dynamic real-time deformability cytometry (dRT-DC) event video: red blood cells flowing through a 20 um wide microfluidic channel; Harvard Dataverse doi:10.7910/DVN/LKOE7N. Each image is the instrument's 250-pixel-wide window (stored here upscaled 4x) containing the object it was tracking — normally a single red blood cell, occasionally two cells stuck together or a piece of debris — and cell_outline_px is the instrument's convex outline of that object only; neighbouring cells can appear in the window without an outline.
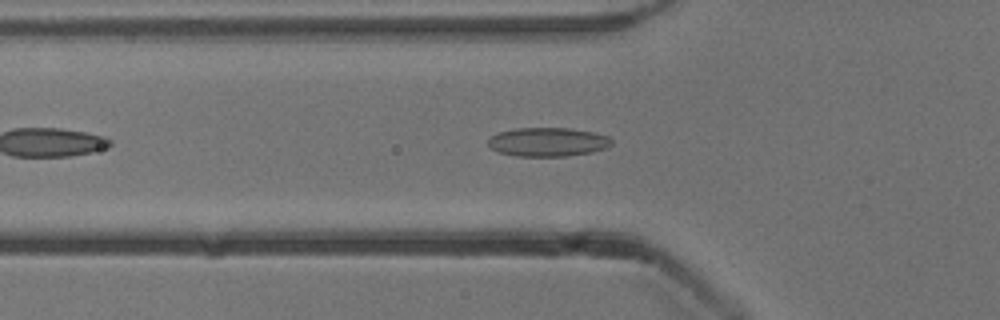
{"species": "common noctule bat (a hibernating species)", "species_latin": "Nyctalus noctula", "temperature_condition": "cold", "stored_images_in_passage": 42, "camera_frame_rate_fps": 3000, "um_per_image_px": 0.085, "animal": {"sex": "male", "body_mass_g": 13.3}, "frame": {"image": 1, "passage_image": 7, "time_ms": 2.0, "image_size_px": [1000, 320], "cell_outline_px": [[612, 144], [608, 148], [592, 152], [564, 156], [516, 156], [500, 152], [492, 148], [488, 144], [488, 136], [500, 132], [516, 128], [568, 128], [592, 132], [608, 136], [612, 140]], "centroid_in_image_um": [46.57, 12.06], "position_along_channel_um": 79.2, "area_um2": 20.75}}
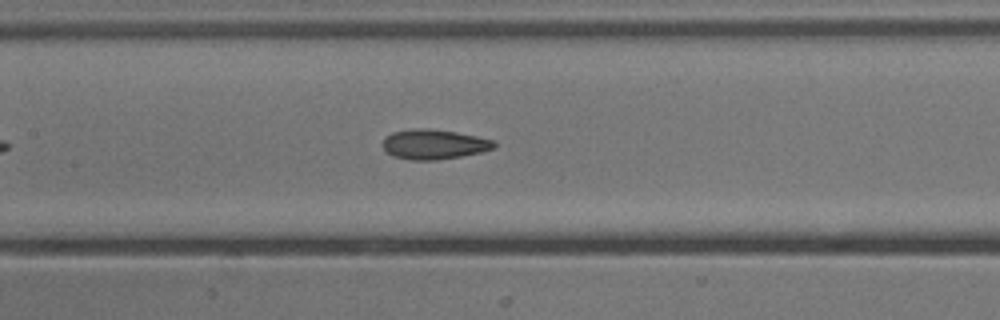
{"frame": {"image": 2, "passage_image": 14, "time_ms": 4.333, "image_size_px": [1000, 320], "cell_outline_px": [[496, 148], [480, 152], [460, 156], [436, 160], [408, 160], [392, 156], [380, 144], [384, 136], [392, 132], [416, 128], [428, 128], [456, 132], [496, 140]], "centroid_in_image_um": [36.86, 12.26], "position_along_channel_um": 170.5, "area_um2": 19.59}}
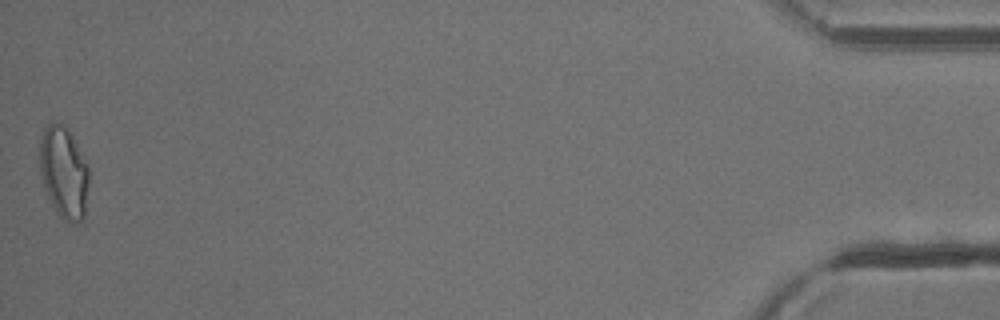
{"frame": {"image": 3, "passage_image": 42, "time_ms": 13.667, "image_size_px": [1000, 320], "cell_outline_px": [[88, 184], [84, 216], [76, 224], [68, 224], [56, 212], [44, 188], [40, 176], [40, 140], [44, 128], [48, 124], [64, 124], [68, 128], [88, 164]], "centroid_in_image_um": [5.42, 14.67], "position_along_channel_um": 429.8, "area_um2": 26.36}, "authors_computed_cell_mechanics": {"area_um2": 19.6231, "velocity_mm_per_s": 3.8404, "shape_relaxation_time_tau1_ms": null, "shape_relaxation_time_tau2_ms": 2.5843, "deformation_change_tau1": null, "deformation_change_tau2": 0.087}}